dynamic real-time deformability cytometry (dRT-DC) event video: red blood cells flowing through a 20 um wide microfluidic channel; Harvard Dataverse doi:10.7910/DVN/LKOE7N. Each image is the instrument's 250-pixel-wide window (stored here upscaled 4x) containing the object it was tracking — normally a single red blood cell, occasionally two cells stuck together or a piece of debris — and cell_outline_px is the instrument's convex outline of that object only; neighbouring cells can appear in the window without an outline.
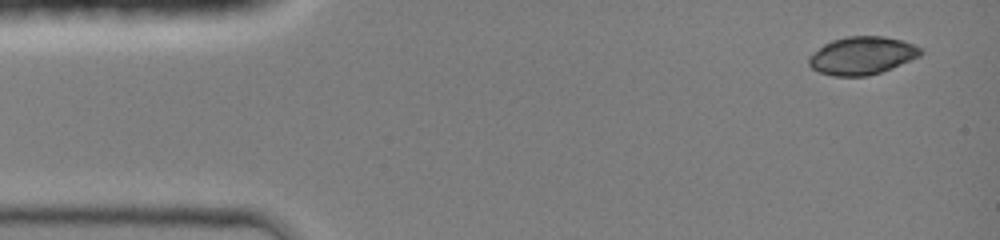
{"species": "common noctule bat (a hibernating species)", "species_latin": "Nyctalus noctula", "temperature_condition": "room temperature", "stored_images_in_passage": 42, "camera_frame_rate_fps": 3000, "um_per_image_px": 0.085, "animal": {"sex": "female", "body_mass_g": 19.0, "forearm_length_mm": 51.5}, "frame": {"image": 1, "passage_image": 1, "time_ms": 0.0, "image_size_px": [1000, 240], "cell_outline_px": [[924, 52], [920, 56], [892, 68], [868, 76], [832, 76], [820, 72], [812, 68], [808, 64], [808, 56], [812, 52], [824, 44], [832, 40], [848, 36], [884, 36], [900, 40], [924, 48]], "centroid_in_image_um": [73.27, 4.72], "position_along_channel_um": 11.7, "area_um2": 24.8}}
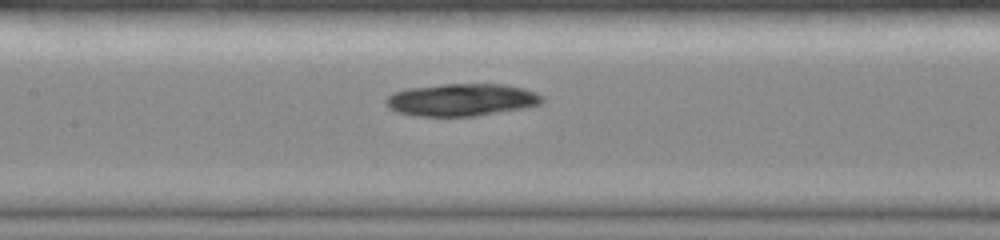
{"frame": {"image": 2, "passage_image": 19, "time_ms": 6.0, "image_size_px": [1000, 240], "cell_outline_px": [[544, 100], [540, 104], [528, 108], [476, 116], [416, 116], [396, 112], [388, 108], [384, 104], [384, 100], [392, 92], [408, 88], [444, 84], [504, 84], [524, 88], [536, 92], [544, 96]], "centroid_in_image_um": [39.24, 8.49], "position_along_channel_um": 168.2, "area_um2": 30.0}}
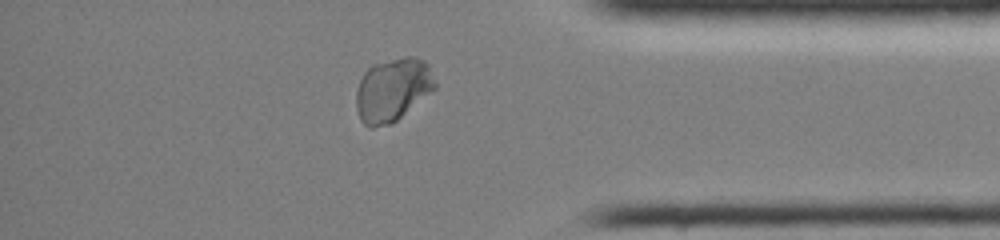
{"frame": {"image": 3, "passage_image": 36, "time_ms": 11.667, "image_size_px": [1000, 240], "cell_outline_px": [[436, 88], [392, 124], [372, 128], [368, 128], [360, 120], [356, 108], [356, 92], [360, 80], [364, 72], [372, 64], [404, 56], [416, 56], [424, 60], [428, 64], [436, 84]], "centroid_in_image_um": [33.36, 7.63], "position_along_channel_um": 401.8, "area_um2": 29.3}}